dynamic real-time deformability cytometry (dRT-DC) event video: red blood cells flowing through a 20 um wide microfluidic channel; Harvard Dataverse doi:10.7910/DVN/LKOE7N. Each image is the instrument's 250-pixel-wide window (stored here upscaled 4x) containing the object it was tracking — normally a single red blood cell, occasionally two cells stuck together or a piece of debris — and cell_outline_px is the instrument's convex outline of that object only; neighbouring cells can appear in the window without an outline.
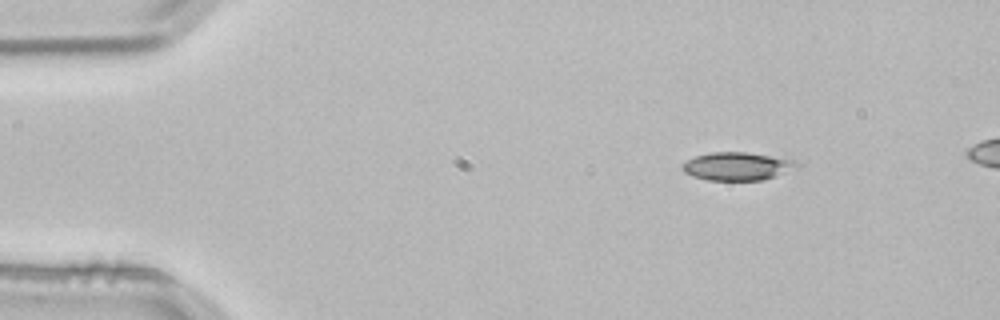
{"species": "common noctule bat (a hibernating species)", "species_latin": "Nyctalus noctula", "temperature_condition": "room temperature", "stored_images_in_passage": 3, "segment_of_instrument_passage": [1, 2], "camera_frame_rate_fps": 3000, "um_per_image_px": 0.085, "animal": {"sex": "male", "body_mass_g": 21.5, "forearm_length_mm": 52.0}, "frame": {"image": 1, "passage_image": 1, "time_ms": 0.0, "image_size_px": [1000, 320], "cell_outline_px": [[800, 164], [776, 176], [764, 180], [708, 180], [692, 176], [684, 172], [680, 168], [680, 164], [696, 156], [712, 152], [748, 152], [796, 160]], "centroid_in_image_um": [62.62, 14.13], "position_along_channel_um": 22.4, "area_um2": 18.67}}